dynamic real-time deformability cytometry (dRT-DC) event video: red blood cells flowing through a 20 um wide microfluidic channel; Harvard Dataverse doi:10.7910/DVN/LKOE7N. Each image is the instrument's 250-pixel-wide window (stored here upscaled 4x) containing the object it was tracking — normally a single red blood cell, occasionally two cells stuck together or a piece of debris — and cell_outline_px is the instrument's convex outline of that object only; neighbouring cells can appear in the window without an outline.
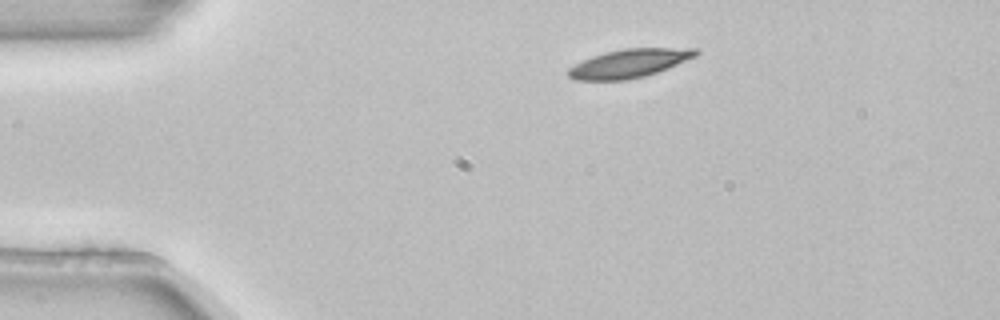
{"species": "common noctule bat (a hibernating species)", "species_latin": "Nyctalus noctula", "temperature_condition": "room temperature", "stored_images_in_passage": 2, "camera_frame_rate_fps": 3000, "um_per_image_px": 0.085, "animal": {"sex": "female", "body_mass_g": 22.7, "forearm_length_mm": 54.2}, "frame": {"image": 1, "passage_image": 1, "time_ms": 0.0, "image_size_px": [1000, 320], "cell_outline_px": [[700, 52], [696, 56], [668, 68], [644, 76], [628, 80], [572, 80], [568, 76], [568, 68], [592, 56], [604, 52], [624, 48], [696, 48]], "centroid_in_image_um": [53.48, 5.38], "position_along_channel_um": 31.5, "area_um2": 21.15}}